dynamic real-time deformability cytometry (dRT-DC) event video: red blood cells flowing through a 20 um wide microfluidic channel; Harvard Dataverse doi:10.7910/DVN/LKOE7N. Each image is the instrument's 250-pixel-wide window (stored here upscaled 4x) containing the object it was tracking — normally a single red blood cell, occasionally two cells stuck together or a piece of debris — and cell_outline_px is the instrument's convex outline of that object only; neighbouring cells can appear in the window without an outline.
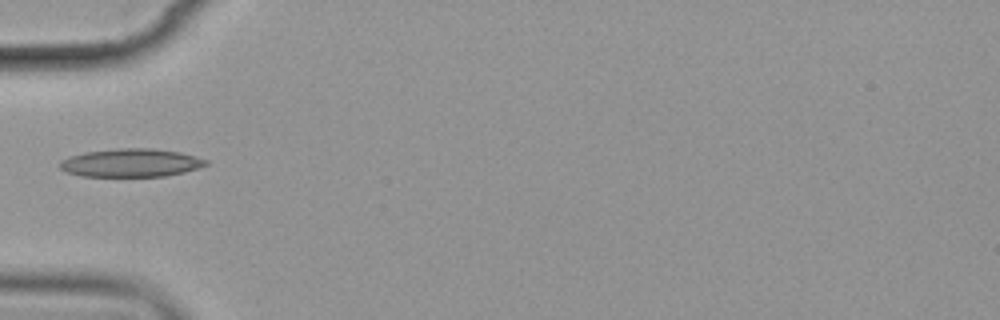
{"species": "common noctule bat (a hibernating species)", "species_latin": "Nyctalus noctula", "temperature_condition": "cold", "stored_images_in_passage": 2, "camera_frame_rate_fps": 3000, "um_per_image_px": 0.085, "animal": {"sex": "female", "body_mass_g": 19.9}, "frame": {"image": 1, "passage_image": 2, "time_ms": 1.0, "image_size_px": [1000, 320], "cell_outline_px": [[208, 164], [184, 172], [164, 176], [80, 176], [68, 172], [60, 168], [60, 160], [68, 156], [84, 152], [116, 148], [152, 148], [180, 152], [208, 160]], "centroid_in_image_um": [11.1, 13.83], "position_along_channel_um": 73.9, "area_um2": 23.99}}